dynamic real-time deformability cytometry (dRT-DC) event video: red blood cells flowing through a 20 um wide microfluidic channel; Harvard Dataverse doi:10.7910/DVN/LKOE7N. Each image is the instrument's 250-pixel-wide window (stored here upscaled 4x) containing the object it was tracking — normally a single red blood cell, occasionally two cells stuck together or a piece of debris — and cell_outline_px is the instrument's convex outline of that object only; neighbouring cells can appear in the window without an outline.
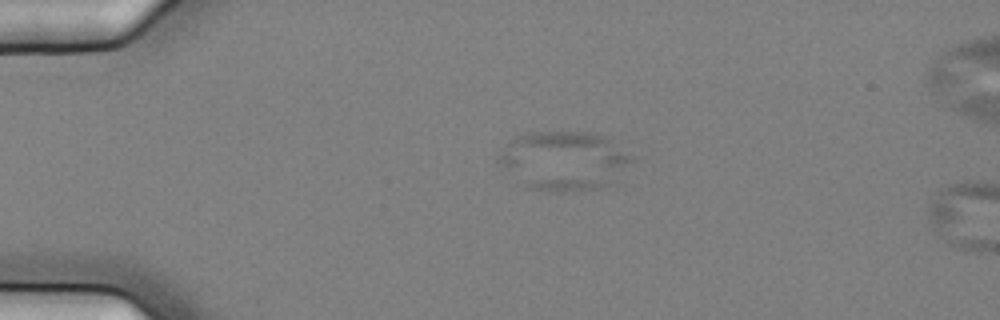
{"species": "common noctule bat (a hibernating species)", "species_latin": "Nyctalus noctula", "temperature_condition": "cold", "stored_images_in_passage": 7, "camera_frame_rate_fps": 3000, "um_per_image_px": 0.085, "animal": {"sex": "female", "body_mass_g": 25.1}, "frame": {"image": 1, "passage_image": 6, "time_ms": 1.667, "image_size_px": [1000, 320], "cell_outline_px": [[636, 160], [616, 180], [600, 188], [564, 192], [556, 192], [524, 188], [496, 160], [496, 156], [516, 136], [532, 132], [592, 132], [612, 136], [636, 156]], "centroid_in_image_um": [48.04, 13.65], "position_along_channel_um": 37.0, "area_um2": 46.99}}